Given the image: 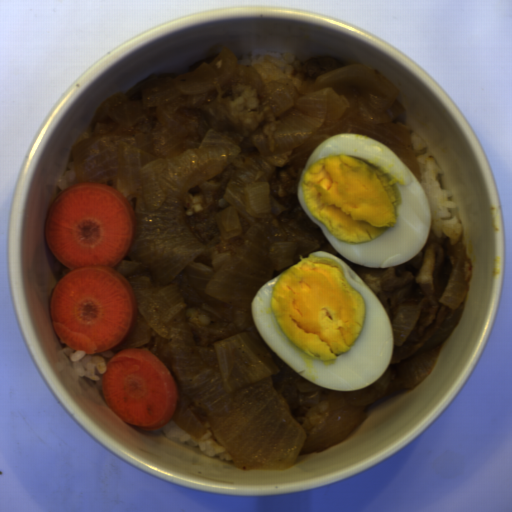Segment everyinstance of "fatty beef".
<instances>
[{
  "mask_svg": "<svg viewBox=\"0 0 512 512\" xmlns=\"http://www.w3.org/2000/svg\"><path fill=\"white\" fill-rule=\"evenodd\" d=\"M319 77L304 74L299 87L286 78L264 83L255 69L239 64L196 109L175 111L174 118L182 121L190 141L202 143L207 131L213 129L240 147L228 168L215 165L194 170L181 191L183 222L203 245L196 263L217 271L234 257L251 226L239 210L240 234L232 238L222 235L218 213L230 205L225 191L232 180L241 187L268 182L274 202L283 211L260 219L261 232L268 244L295 241L294 264L328 243L321 226L310 220L298 200L297 184L305 166H288L292 150L264 155L254 143V135L261 129L270 151L275 150L274 133L281 120L269 100L270 94L282 87L290 96L300 97Z\"/></svg>",
  "mask_w": 512,
  "mask_h": 512,
  "instance_id": "8fa450e3",
  "label": "fatty beef"
},
{
  "mask_svg": "<svg viewBox=\"0 0 512 512\" xmlns=\"http://www.w3.org/2000/svg\"><path fill=\"white\" fill-rule=\"evenodd\" d=\"M189 409L192 413V415L202 424L204 425L207 430L213 437V439H217L216 437V434H215V431H214V427H213V424L205 410V408H203L202 406H200L199 404H196V403H192L190 404L189 406Z\"/></svg>",
  "mask_w": 512,
  "mask_h": 512,
  "instance_id": "f438e4f6",
  "label": "fatty beef"
},
{
  "mask_svg": "<svg viewBox=\"0 0 512 512\" xmlns=\"http://www.w3.org/2000/svg\"><path fill=\"white\" fill-rule=\"evenodd\" d=\"M455 244L437 239L429 228L421 251L411 260L395 266H362L357 276L382 304L391 325L401 306L419 310V317L408 340L394 346L386 369L390 375L386 394L402 389L401 365L416 357L438 332L452 308L440 302L450 280Z\"/></svg>",
  "mask_w": 512,
  "mask_h": 512,
  "instance_id": "1bbc456c",
  "label": "fatty beef"
},
{
  "mask_svg": "<svg viewBox=\"0 0 512 512\" xmlns=\"http://www.w3.org/2000/svg\"><path fill=\"white\" fill-rule=\"evenodd\" d=\"M471 271H472V266H471L470 259H469L468 256H466L464 254V258H463V274H464V280L466 281L467 284H468V282L470 280V277H471Z\"/></svg>",
  "mask_w": 512,
  "mask_h": 512,
  "instance_id": "9584ab52",
  "label": "fatty beef"
},
{
  "mask_svg": "<svg viewBox=\"0 0 512 512\" xmlns=\"http://www.w3.org/2000/svg\"><path fill=\"white\" fill-rule=\"evenodd\" d=\"M345 63L341 62L334 56L312 57L303 63V74L310 79H315L321 75L344 67Z\"/></svg>",
  "mask_w": 512,
  "mask_h": 512,
  "instance_id": "7934fd38",
  "label": "fatty beef"
},
{
  "mask_svg": "<svg viewBox=\"0 0 512 512\" xmlns=\"http://www.w3.org/2000/svg\"><path fill=\"white\" fill-rule=\"evenodd\" d=\"M171 284L185 300V317L193 337L190 346L205 366L219 370L215 347L225 338L242 332L260 335L255 327L252 307L206 301L191 289L183 277L174 278Z\"/></svg>",
  "mask_w": 512,
  "mask_h": 512,
  "instance_id": "5ad873be",
  "label": "fatty beef"
},
{
  "mask_svg": "<svg viewBox=\"0 0 512 512\" xmlns=\"http://www.w3.org/2000/svg\"><path fill=\"white\" fill-rule=\"evenodd\" d=\"M93 123L87 127L84 131H82L79 135V138L75 144H79L80 142L96 137V136H130L137 137L140 132H151L154 129L158 128V108H151L148 115L144 120L139 122L138 124L126 128L119 122H113L107 126H105L101 131H94L91 129Z\"/></svg>",
  "mask_w": 512,
  "mask_h": 512,
  "instance_id": "2513f850",
  "label": "fatty beef"
},
{
  "mask_svg": "<svg viewBox=\"0 0 512 512\" xmlns=\"http://www.w3.org/2000/svg\"><path fill=\"white\" fill-rule=\"evenodd\" d=\"M137 349H148L170 371L171 361L173 359V349L170 343L167 342L162 336L157 334L152 335L149 341Z\"/></svg>",
  "mask_w": 512,
  "mask_h": 512,
  "instance_id": "6575b59f",
  "label": "fatty beef"
},
{
  "mask_svg": "<svg viewBox=\"0 0 512 512\" xmlns=\"http://www.w3.org/2000/svg\"><path fill=\"white\" fill-rule=\"evenodd\" d=\"M72 184H79L76 178L75 172V159L71 161L62 175L59 177L55 187L60 189L62 192Z\"/></svg>",
  "mask_w": 512,
  "mask_h": 512,
  "instance_id": "90047fb2",
  "label": "fatty beef"
},
{
  "mask_svg": "<svg viewBox=\"0 0 512 512\" xmlns=\"http://www.w3.org/2000/svg\"><path fill=\"white\" fill-rule=\"evenodd\" d=\"M273 358L278 374L271 383L285 399L289 415L307 433L317 430L329 418V403L323 400L317 404L302 403L299 384L310 380L298 375L275 352Z\"/></svg>",
  "mask_w": 512,
  "mask_h": 512,
  "instance_id": "51303b74",
  "label": "fatty beef"
}]
</instances>
